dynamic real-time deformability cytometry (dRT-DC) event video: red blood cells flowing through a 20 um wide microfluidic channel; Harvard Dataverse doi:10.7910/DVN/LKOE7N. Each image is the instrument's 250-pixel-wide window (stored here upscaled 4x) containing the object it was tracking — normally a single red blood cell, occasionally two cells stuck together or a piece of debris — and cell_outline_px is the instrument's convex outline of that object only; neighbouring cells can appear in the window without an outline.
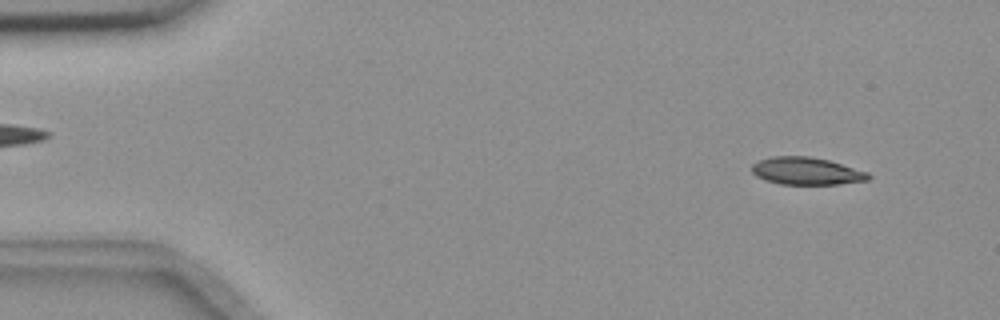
{"species": "common noctule bat (a hibernating species)", "species_latin": "Nyctalus noctula", "temperature_condition": "room temperature", "stored_images_in_passage": 13, "camera_frame_rate_fps": 3000, "um_per_image_px": 0.085, "animal": {"sex": "female", "body_mass_g": 18.4}, "frame": {"image": 1, "passage_image": 1, "time_ms": 0.0, "image_size_px": [1000, 320], "cell_outline_px": [[872, 176], [868, 180], [836, 184], [780, 184], [764, 180], [756, 176], [752, 172], [752, 164], [760, 160], [772, 156], [808, 156], [828, 160], [868, 172]], "centroid_in_image_um": [68.53, 14.54], "position_along_channel_um": 16.5, "area_um2": 18.55}}
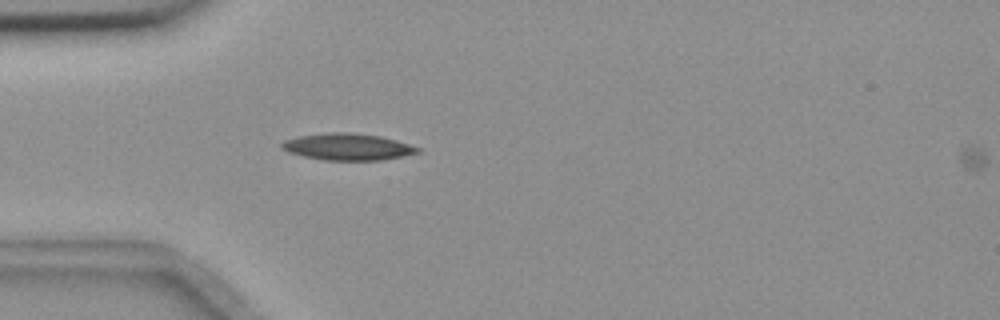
{"frame": {"image": 2, "passage_image": 12, "time_ms": 3.667, "image_size_px": [1000, 320], "cell_outline_px": [[420, 152], [380, 160], [324, 160], [304, 156], [288, 152], [280, 148], [280, 144], [284, 140], [300, 136], [332, 132], [344, 132], [380, 136], [396, 140], [420, 148]], "centroid_in_image_um": [29.51, 12.48], "position_along_channel_um": 55.5, "area_um2": 20.87}}